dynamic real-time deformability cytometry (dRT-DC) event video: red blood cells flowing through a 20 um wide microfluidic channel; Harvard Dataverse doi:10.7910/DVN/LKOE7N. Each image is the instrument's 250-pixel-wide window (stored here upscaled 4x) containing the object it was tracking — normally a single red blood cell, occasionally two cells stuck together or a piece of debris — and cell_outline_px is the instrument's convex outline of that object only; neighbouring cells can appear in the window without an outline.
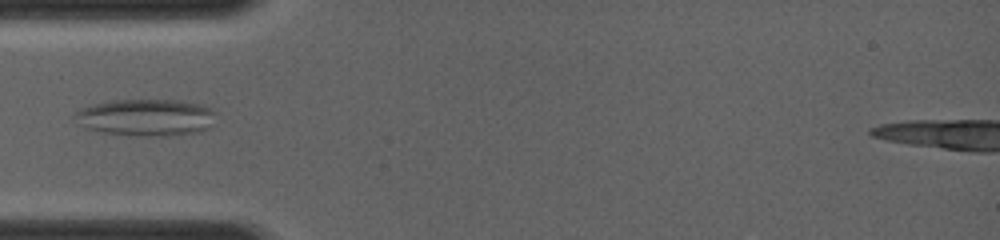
{"species": "common noctule bat (a hibernating species)", "species_latin": "Nyctalus noctula", "temperature_condition": "room temperature", "stored_images_in_passage": 38, "camera_frame_rate_fps": 4000, "um_per_image_px": 0.085, "animal": {"sex": "female", "body_mass_g": 19.0, "forearm_length_mm": 56.7}, "frame": {"image": 1, "passage_image": 1, "time_ms": 0.0, "image_size_px": [1000, 240], "cell_outline_px": [[216, 112], [212, 128], [200, 132], [168, 136], [128, 136], [104, 132], [84, 128], [76, 124], [72, 120], [72, 116], [80, 108], [96, 104], [116, 100], [172, 100], [196, 104], [212, 108]], "centroid_in_image_um": [12.39, 10.01], "position_along_channel_um": 72.6, "area_um2": 30.81}}
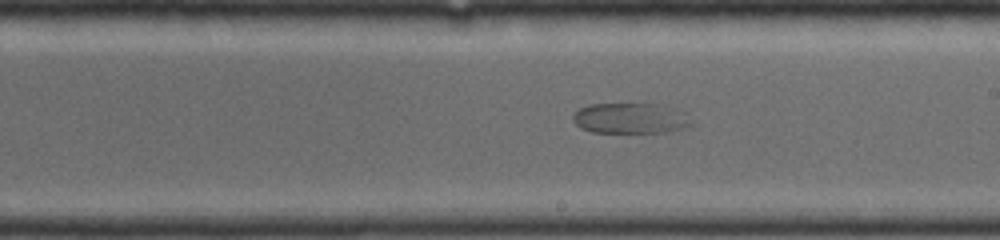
{"frame": {"image": 2, "passage_image": 15, "time_ms": 3.5, "image_size_px": [1000, 240], "cell_outline_px": [[696, 124], [688, 128], [664, 132], [592, 132], [580, 128], [572, 120], [572, 116], [580, 108], [592, 104], [652, 104]], "centroid_in_image_um": [53.4, 10.09], "position_along_channel_um": 235.6, "area_um2": 19.94}}
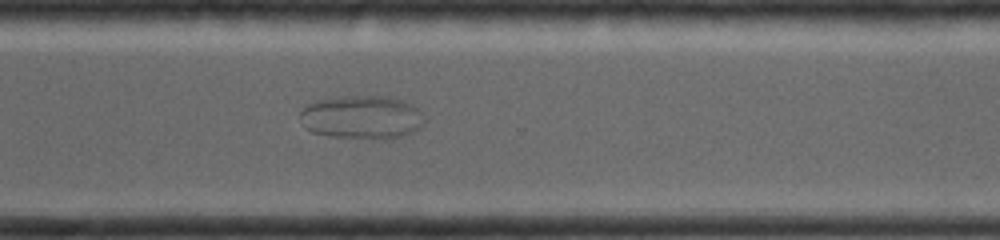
{"frame": {"image": 3, "passage_image": 24, "time_ms": 5.75, "image_size_px": [1000, 240], "cell_outline_px": [[424, 124], [420, 128], [404, 136], [392, 140], [328, 136], [312, 132], [304, 128], [300, 116], [300, 112], [308, 104], [316, 100], [340, 96], [388, 96], [412, 104], [420, 112], [424, 120]], "centroid_in_image_um": [30.76, 9.98], "position_along_channel_um": 339.8, "area_um2": 31.85}}